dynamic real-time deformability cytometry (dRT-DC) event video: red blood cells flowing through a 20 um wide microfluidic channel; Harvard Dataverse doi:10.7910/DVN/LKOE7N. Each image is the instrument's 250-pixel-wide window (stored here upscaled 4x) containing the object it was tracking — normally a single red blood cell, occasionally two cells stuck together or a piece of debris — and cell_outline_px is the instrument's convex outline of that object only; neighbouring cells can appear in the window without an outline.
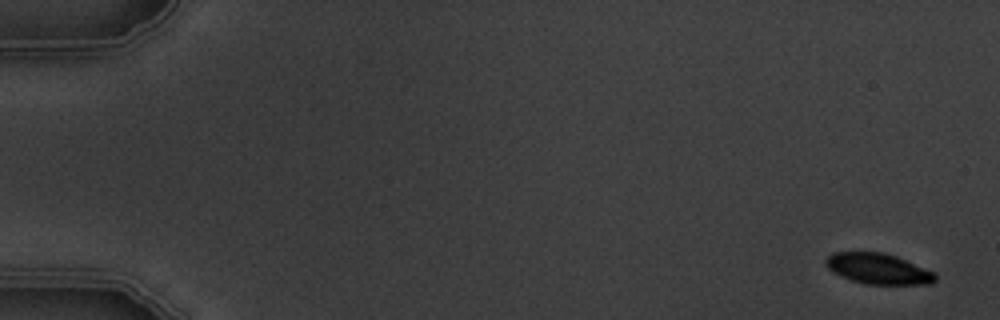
{"species": "common noctule bat (a hibernating species)", "species_latin": "Nyctalus noctula", "temperature_condition": "warm", "stored_images_in_passage": 7, "camera_frame_rate_fps": 3000, "um_per_image_px": 0.085, "animal": {"sex": "male", "body_mass_g": 19.5, "forearm_length_mm": 54.6}, "frame": {"image": 1, "passage_image": 1, "time_ms": 0.0, "image_size_px": [1000, 320], "cell_outline_px": [[936, 280], [932, 284], [864, 284], [840, 276], [832, 272], [824, 264], [824, 260], [832, 252], [884, 252], [896, 256], [936, 272]], "centroid_in_image_um": [74.64, 22.84], "position_along_channel_um": 10.4, "area_um2": 19.77}}
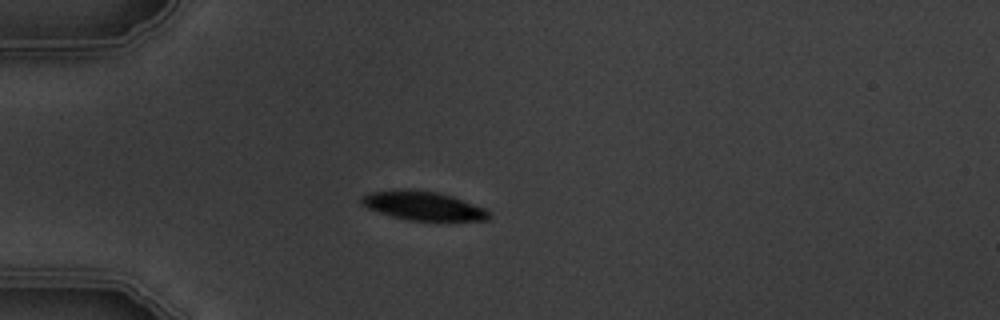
{"frame": {"image": 2, "passage_image": 5, "time_ms": 4.667, "image_size_px": [1000, 320], "cell_outline_px": [[492, 216], [488, 220], [408, 220], [392, 216], [368, 208], [360, 200], [364, 196], [372, 192], [404, 188], [436, 192], [452, 196], [484, 208]], "centroid_in_image_um": [35.98, 17.48], "position_along_channel_um": 49.0, "area_um2": 21.04}}